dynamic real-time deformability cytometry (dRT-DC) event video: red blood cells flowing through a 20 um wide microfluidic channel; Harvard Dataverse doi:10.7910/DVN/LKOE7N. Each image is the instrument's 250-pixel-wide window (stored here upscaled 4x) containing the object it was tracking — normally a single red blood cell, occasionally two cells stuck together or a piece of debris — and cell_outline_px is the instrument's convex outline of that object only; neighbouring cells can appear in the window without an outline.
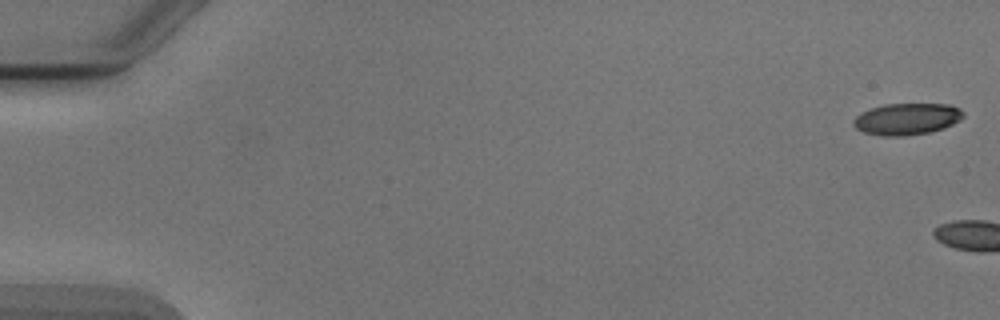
{"species": "Egyptian fruit bat (a non-hibernating species)", "species_latin": "Rousettus aegyptiacus", "temperature_condition": "cold", "stored_images_in_passage": 4, "camera_frame_rate_fps": 3000, "um_per_image_px": 0.085, "animal": {"sex": "male"}, "frame": {"image": 1, "passage_image": 1, "time_ms": 0.0, "image_size_px": [1000, 320], "cell_outline_px": [[964, 116], [960, 120], [944, 128], [928, 132], [908, 136], [880, 136], [864, 132], [856, 128], [852, 124], [852, 120], [860, 112], [884, 104], [952, 104], [960, 108], [964, 112]], "centroid_in_image_um": [77.08, 10.11], "position_along_channel_um": 7.9, "area_um2": 20.46}}